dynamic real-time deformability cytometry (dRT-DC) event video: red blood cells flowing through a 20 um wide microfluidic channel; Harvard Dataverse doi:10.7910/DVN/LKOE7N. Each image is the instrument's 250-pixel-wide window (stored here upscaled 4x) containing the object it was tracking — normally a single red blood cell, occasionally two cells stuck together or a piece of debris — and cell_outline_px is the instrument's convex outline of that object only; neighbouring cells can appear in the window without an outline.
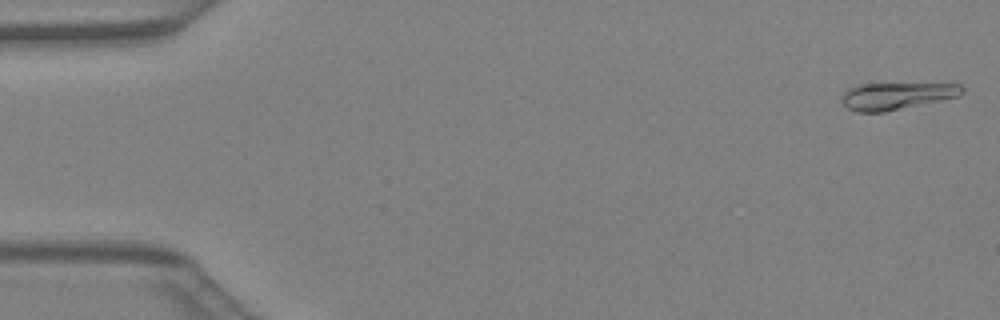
{"species": "Egyptian fruit bat (a non-hibernating species)", "species_latin": "Rousettus aegyptiacus", "temperature_condition": "warm", "stored_images_in_passage": 41, "camera_frame_rate_fps": 3000, "um_per_image_px": 0.085, "animal": {"sex": "female"}, "frame": {"image": 1, "passage_image": 1, "time_ms": 0.0, "image_size_px": [1000, 320], "cell_outline_px": [[964, 92], [960, 96], [884, 112], [856, 112], [848, 108], [840, 100], [844, 92], [848, 88], [860, 84], [960, 84], [964, 88]], "centroid_in_image_um": [76.19, 8.15], "position_along_channel_um": 8.8, "area_um2": 18.84}}
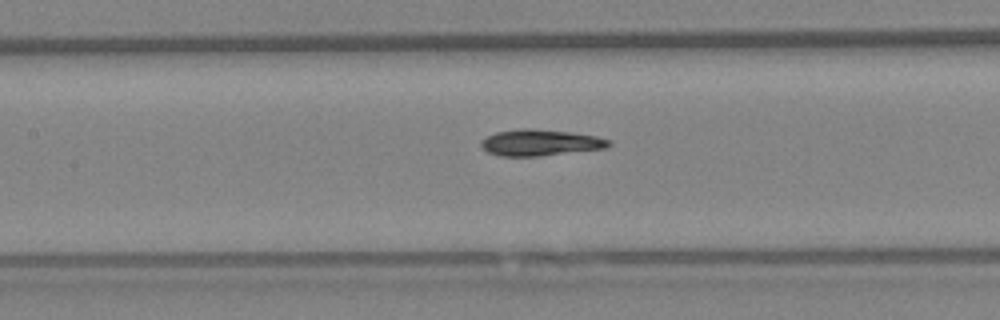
{"frame": {"image": 2, "passage_image": 19, "time_ms": 6.0, "image_size_px": [1000, 320], "cell_outline_px": [[612, 144], [604, 148], [536, 156], [500, 156], [488, 152], [480, 144], [480, 140], [496, 132], [520, 128], [536, 128], [568, 132], [596, 136], [612, 140]], "centroid_in_image_um": [45.9, 12.11], "position_along_channel_um": 161.5, "area_um2": 19.42}}
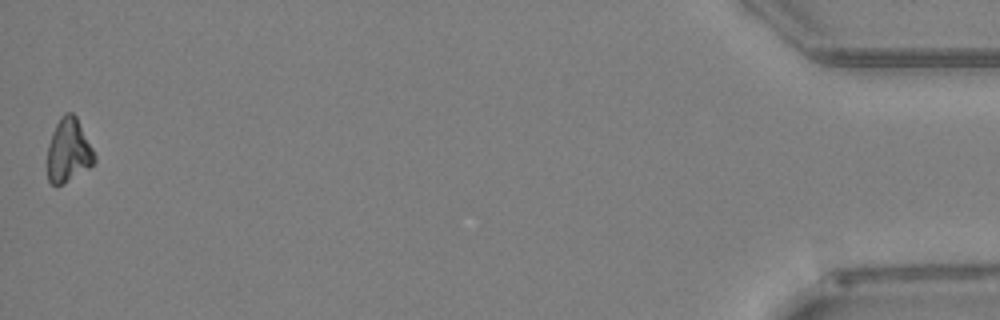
{"frame": {"image": 3, "passage_image": 41, "time_ms": 13.333, "image_size_px": [1000, 320], "cell_outline_px": [[96, 160], [88, 168], [64, 184], [52, 184], [48, 180], [48, 144], [52, 132], [60, 116], [64, 112], [72, 112], [76, 116], [96, 156]], "centroid_in_image_um": [5.81, 12.78], "position_along_channel_um": 429.4, "area_um2": 17.34}}